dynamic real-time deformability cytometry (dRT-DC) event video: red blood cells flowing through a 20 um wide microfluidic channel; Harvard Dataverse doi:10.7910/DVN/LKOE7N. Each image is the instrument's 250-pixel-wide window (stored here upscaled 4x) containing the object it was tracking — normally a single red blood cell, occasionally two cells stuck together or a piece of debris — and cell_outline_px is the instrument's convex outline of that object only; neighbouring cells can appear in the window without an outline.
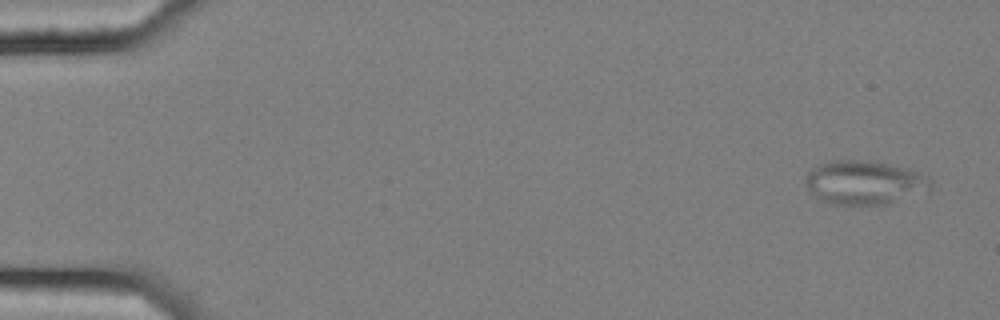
{"species": "common noctule bat (a hibernating species)", "species_latin": "Nyctalus noctula", "temperature_condition": "cold", "stored_images_in_passage": 4, "segment_of_instrument_passage": [1, 2], "camera_frame_rate_fps": 3000, "um_per_image_px": 0.085, "animal": {"sex": "female", "body_mass_g": 25.1}, "frame": {"image": 1, "passage_image": 1, "time_ms": 0.0, "image_size_px": [1000, 320], "cell_outline_px": [[932, 188], [928, 192], [884, 204], [832, 204], [820, 200], [808, 188], [804, 180], [804, 176], [816, 164], [832, 160], [868, 160], [888, 164], [920, 172], [928, 176], [932, 180]], "centroid_in_image_um": [73.49, 15.5], "position_along_channel_um": 11.5, "area_um2": 32.19}}